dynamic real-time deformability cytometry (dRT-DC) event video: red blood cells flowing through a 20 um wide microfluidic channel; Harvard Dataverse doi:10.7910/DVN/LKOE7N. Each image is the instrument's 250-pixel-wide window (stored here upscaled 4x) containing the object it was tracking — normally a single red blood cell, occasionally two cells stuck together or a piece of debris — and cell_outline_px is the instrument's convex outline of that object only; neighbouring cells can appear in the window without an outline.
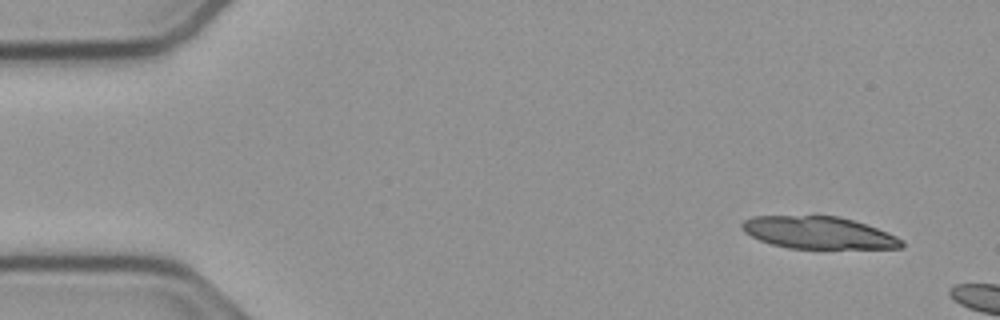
{"species": "common noctule bat (a hibernating species)", "species_latin": "Nyctalus noctula", "temperature_condition": "cold", "stored_images_in_passage": 8, "camera_frame_rate_fps": 3000, "um_per_image_px": 0.085, "animal": {"sex": "male", "body_mass_g": 23.1, "forearm_length_mm": 52.7}, "frame": {"image": 1, "passage_image": 4, "time_ms": 1.0, "image_size_px": [1000, 320], "cell_outline_px": [[904, 248], [788, 248], [772, 244], [760, 240], [744, 232], [740, 228], [740, 224], [744, 220], [752, 216], [840, 216], [888, 232], [904, 240]], "centroid_in_image_um": [69.56, 19.78], "position_along_channel_um": 15.4, "area_um2": 29.88}}